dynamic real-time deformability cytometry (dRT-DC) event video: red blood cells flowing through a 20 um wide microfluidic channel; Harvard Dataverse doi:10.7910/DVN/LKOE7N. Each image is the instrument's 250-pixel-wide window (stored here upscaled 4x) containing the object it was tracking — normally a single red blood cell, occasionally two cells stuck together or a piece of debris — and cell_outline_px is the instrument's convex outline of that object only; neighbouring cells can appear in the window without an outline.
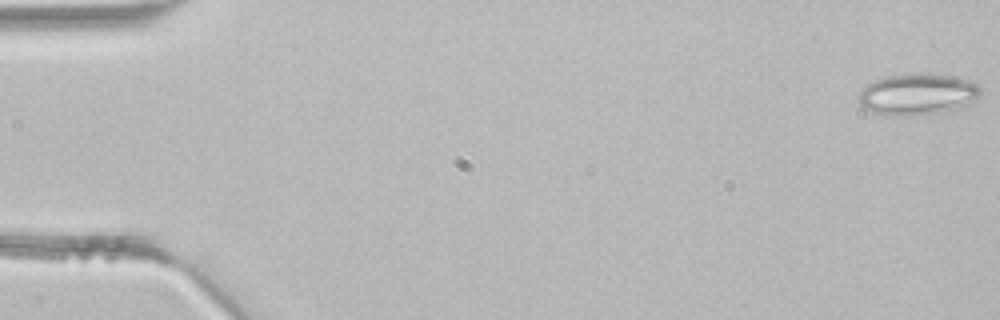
{"species": "common noctule bat (a hibernating species)", "species_latin": "Nyctalus noctula", "temperature_condition": "room temperature", "stored_images_in_passage": 10, "camera_frame_rate_fps": 3000, "um_per_image_px": 0.085, "animal": {"sex": "male", "body_mass_g": 21.5, "forearm_length_mm": 52.0}, "frame": {"image": 1, "passage_image": 1, "time_ms": 0.0, "image_size_px": [1000, 320], "cell_outline_px": [[980, 96], [968, 108], [944, 112], [916, 116], [884, 116], [860, 108], [856, 96], [868, 84], [876, 80], [888, 76], [920, 72], [956, 76], [980, 84]], "centroid_in_image_um": [78.03, 8.04], "position_along_channel_um": 7.0, "area_um2": 30.63}}